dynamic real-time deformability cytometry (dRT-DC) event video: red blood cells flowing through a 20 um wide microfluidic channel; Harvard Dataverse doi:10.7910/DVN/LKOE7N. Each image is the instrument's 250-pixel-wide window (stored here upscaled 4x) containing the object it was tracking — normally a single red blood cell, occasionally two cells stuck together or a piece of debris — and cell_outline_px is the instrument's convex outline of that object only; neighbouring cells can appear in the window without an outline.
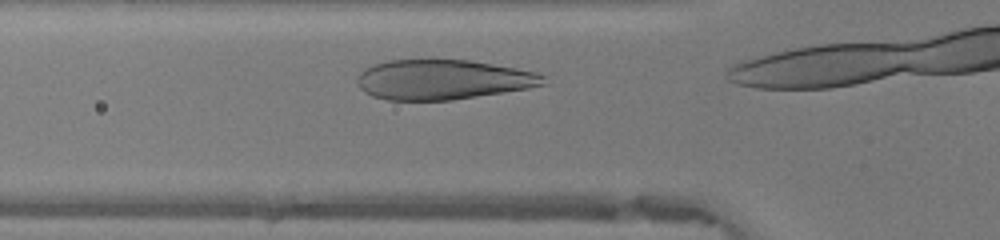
{"species": "human", "species_latin": "Homo sapiens", "temperature_condition": "warm", "stored_images_in_passage": 5, "camera_frame_rate_fps": 3000, "um_per_image_px": 0.085, "donor": {"sex": "female"}, "frame": {"image": 1, "passage_image": 2, "time_ms": 0.333, "image_size_px": [1000, 240], "cell_outline_px": [[548, 84], [528, 88], [452, 100], [388, 100], [372, 96], [364, 92], [360, 88], [356, 80], [360, 72], [364, 68], [388, 60], [468, 60], [540, 72], [544, 76]], "centroid_in_image_um": [37.65, 6.77], "position_along_channel_um": 88.1, "area_um2": 43.29}}